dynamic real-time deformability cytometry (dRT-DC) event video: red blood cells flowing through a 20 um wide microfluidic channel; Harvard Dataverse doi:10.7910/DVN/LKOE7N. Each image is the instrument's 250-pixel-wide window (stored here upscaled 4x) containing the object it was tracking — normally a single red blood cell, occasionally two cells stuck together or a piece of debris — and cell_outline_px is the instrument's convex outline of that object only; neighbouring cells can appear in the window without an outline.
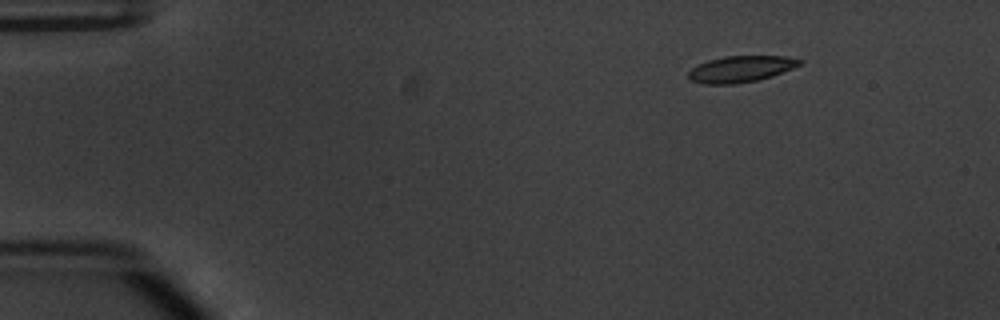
{"species": "common noctule bat (a hibernating species)", "species_latin": "Nyctalus noctula", "temperature_condition": "warm", "stored_images_in_passage": 47, "camera_frame_rate_fps": 3000, "um_per_image_px": 0.085, "animal": {"sex": "male", "body_mass_g": 20.1, "forearm_length_mm": 53.5}, "frame": {"image": 1, "passage_image": 1, "time_ms": 0.0, "image_size_px": [1000, 320], "cell_outline_px": [[804, 60], [800, 64], [792, 68], [772, 76], [756, 80], [732, 84], [704, 84], [692, 80], [688, 76], [688, 72], [692, 68], [708, 60], [724, 56], [784, 56]], "centroid_in_image_um": [62.96, 5.86], "position_along_channel_um": 22.0, "area_um2": 16.82}}
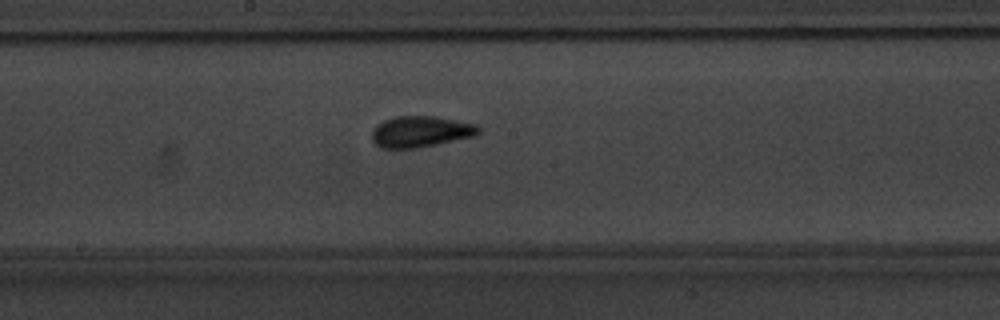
{"frame": {"image": 2, "passage_image": 23, "time_ms": 7.333, "image_size_px": [1000, 320], "cell_outline_px": [[480, 132], [476, 136], [416, 148], [380, 148], [372, 140], [372, 128], [376, 124], [384, 120], [396, 116], [436, 116], [476, 124], [480, 128]], "centroid_in_image_um": [35.74, 11.18], "position_along_channel_um": 212.5, "area_um2": 19.48}}
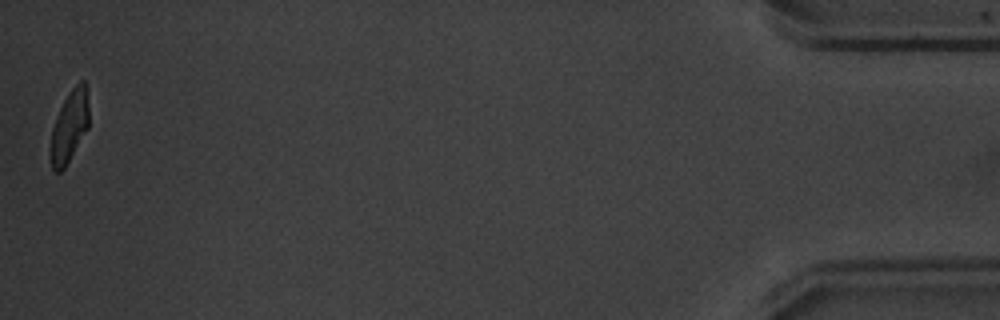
{"frame": {"image": 3, "passage_image": 47, "time_ms": 15.333, "image_size_px": [1000, 320], "cell_outline_px": [[88, 128], [64, 168], [60, 172], [56, 172], [52, 168], [52, 128], [56, 116], [68, 92], [80, 80], [84, 80], [88, 104]], "centroid_in_image_um": [5.92, 10.7], "position_along_channel_um": 429.3, "area_um2": 15.49}, "authors_computed_cell_mechanics": {"area_um2": 17.7446, "velocity_mm_per_s": 3.8171, "shape_relaxation_time_tau1_ms": 3.3052, "shape_relaxation_time_tau2_ms": 1.7267, "deformation_change_tau1": 0.1379, "deformation_change_tau2": 0.0702}}